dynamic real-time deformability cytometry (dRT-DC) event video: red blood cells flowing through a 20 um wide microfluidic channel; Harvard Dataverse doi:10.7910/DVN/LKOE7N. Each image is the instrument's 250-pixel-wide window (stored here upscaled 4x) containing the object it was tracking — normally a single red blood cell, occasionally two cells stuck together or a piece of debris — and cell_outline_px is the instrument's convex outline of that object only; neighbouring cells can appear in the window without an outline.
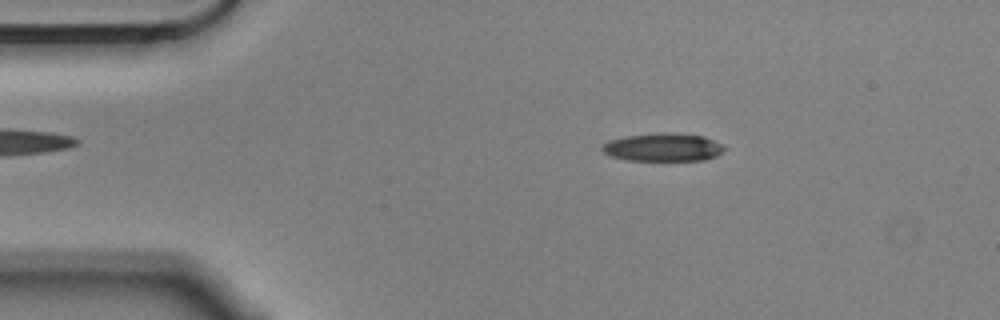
{"species": "Egyptian fruit bat (a non-hibernating species)", "species_latin": "Rousettus aegyptiacus", "temperature_condition": "cold", "stored_images_in_passage": 5, "camera_frame_rate_fps": 3000, "um_per_image_px": 0.085, "animal": {"sex": "male"}, "frame": {"image": 1, "passage_image": 2, "time_ms": 0.333, "image_size_px": [1000, 320], "cell_outline_px": [[724, 152], [716, 156], [704, 160], [624, 160], [612, 156], [604, 152], [600, 148], [608, 140], [624, 136], [664, 132], [704, 136], [724, 144]], "centroid_in_image_um": [56.37, 12.51], "position_along_channel_um": 28.6, "area_um2": 20.06}}
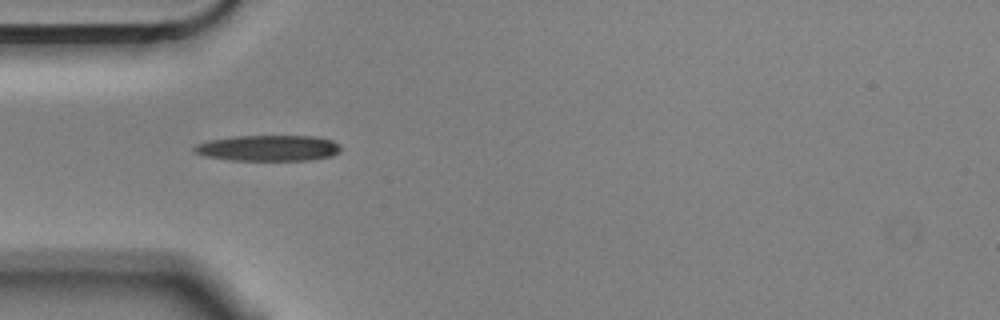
{"frame": {"image": 2, "passage_image": 4, "time_ms": 1.0, "image_size_px": [1000, 320], "cell_outline_px": [[340, 152], [332, 156], [312, 160], [232, 160], [204, 156], [192, 152], [192, 148], [196, 144], [208, 140], [236, 136], [316, 136], [332, 140], [340, 144]], "centroid_in_image_um": [22.8, 12.59], "position_along_channel_um": 62.2, "area_um2": 22.31}}
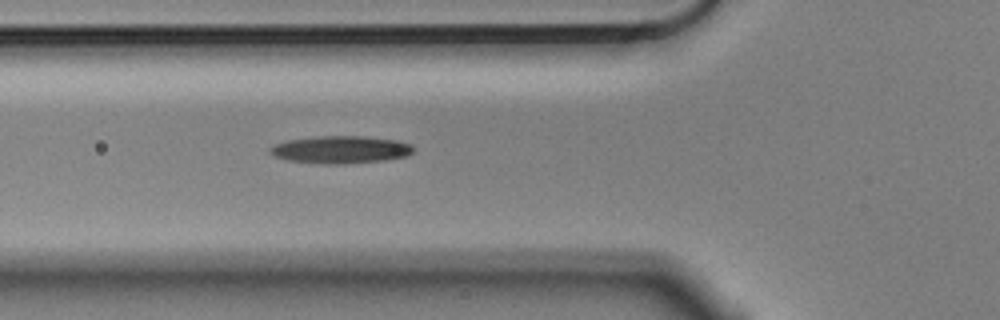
{"frame": {"image": 3, "passage_image": 5, "time_ms": 1.333, "image_size_px": [1000, 320], "cell_outline_px": [[412, 152], [408, 156], [384, 160], [336, 164], [328, 164], [288, 160], [276, 156], [268, 152], [268, 148], [276, 144], [288, 140], [320, 136], [360, 136], [396, 140], [412, 144]], "centroid_in_image_um": [28.95, 12.71], "position_along_channel_um": 96.8, "area_um2": 22.66}}